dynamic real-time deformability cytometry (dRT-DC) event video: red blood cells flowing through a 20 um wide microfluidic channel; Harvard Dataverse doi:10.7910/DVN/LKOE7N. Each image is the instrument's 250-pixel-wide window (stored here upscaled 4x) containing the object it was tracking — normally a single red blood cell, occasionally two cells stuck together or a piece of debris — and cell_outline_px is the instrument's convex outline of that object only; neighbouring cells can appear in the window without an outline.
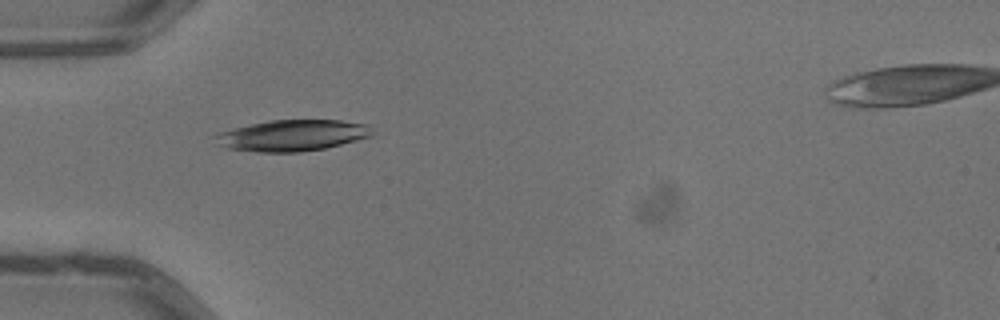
{"species": "common noctule bat (a hibernating species)", "species_latin": "Nyctalus noctula", "temperature_condition": "warm", "stored_images_in_passage": 2, "camera_frame_rate_fps": 3000, "um_per_image_px": 0.085, "animal": {"sex": "male", "body_mass_g": 13.3}, "frame": {"image": 1, "passage_image": 1, "time_ms": 0.0, "image_size_px": [1000, 320], "cell_outline_px": [[372, 136], [324, 148], [300, 152], [256, 152], [228, 148], [216, 144], [212, 136], [220, 132], [252, 124], [272, 120], [340, 120], [368, 124], [372, 132]], "centroid_in_image_um": [24.82, 11.51], "position_along_channel_um": 60.2, "area_um2": 28.32}}
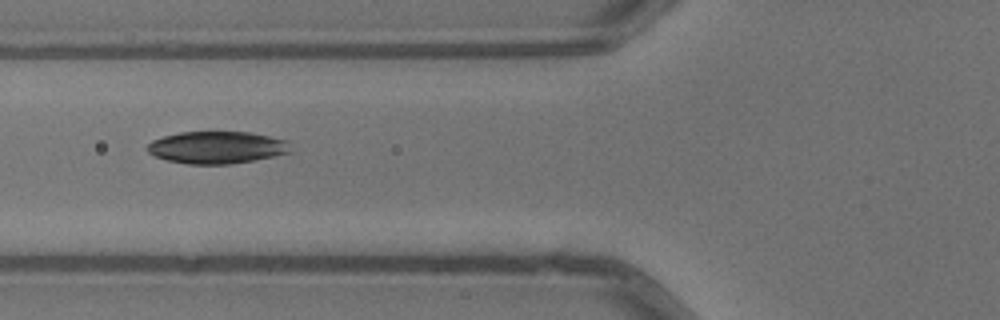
{"frame": {"image": 2, "passage_image": 2, "time_ms": 0.333, "image_size_px": [1000, 320], "cell_outline_px": [[292, 152], [232, 164], [188, 164], [168, 160], [156, 156], [148, 152], [144, 148], [152, 140], [164, 136], [180, 132], [252, 132], [288, 140]], "centroid_in_image_um": [18.44, 12.52], "position_along_channel_um": 107.4, "area_um2": 26.93}}